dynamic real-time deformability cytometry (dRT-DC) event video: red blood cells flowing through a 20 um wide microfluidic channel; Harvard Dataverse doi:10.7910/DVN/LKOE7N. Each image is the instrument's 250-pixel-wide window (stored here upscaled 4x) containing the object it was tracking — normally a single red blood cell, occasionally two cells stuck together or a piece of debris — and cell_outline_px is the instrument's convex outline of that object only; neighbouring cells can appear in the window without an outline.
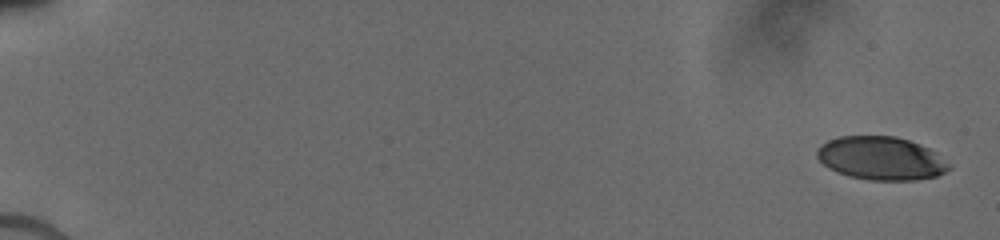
{"species": "human", "species_latin": "Homo sapiens", "temperature_condition": "cold", "stored_images_in_passage": 57, "camera_frame_rate_fps": 3000, "um_per_image_px": 0.085, "donor": {"sex": "male"}, "frame": {"image": 1, "passage_image": 1, "time_ms": 0.0, "image_size_px": [1000, 240], "cell_outline_px": [[952, 168], [936, 176], [916, 180], [868, 180], [848, 176], [836, 172], [828, 168], [816, 156], [816, 148], [820, 144], [828, 140], [840, 136], [896, 136], [920, 144], [936, 152]], "centroid_in_image_um": [74.85, 13.45], "position_along_channel_um": 10.1, "area_um2": 33.41}}
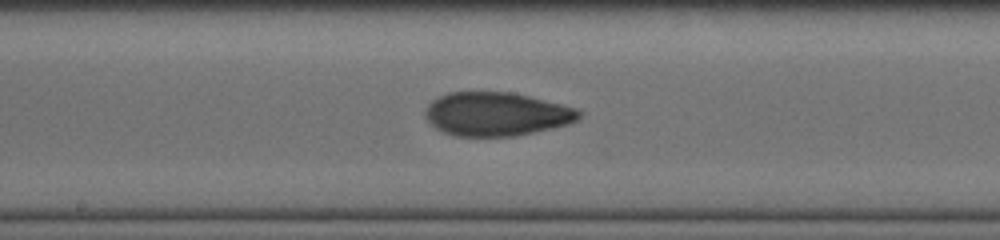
{"frame": {"image": 2, "passage_image": 32, "time_ms": 9.667, "image_size_px": [1000, 240], "cell_outline_px": [[584, 112], [580, 120], [568, 124], [516, 136], [456, 136], [444, 132], [436, 128], [424, 116], [424, 112], [428, 104], [432, 100], [448, 92], [512, 92], [576, 108]], "centroid_in_image_um": [42.21, 9.69], "position_along_channel_um": 206.0, "area_um2": 39.13}}
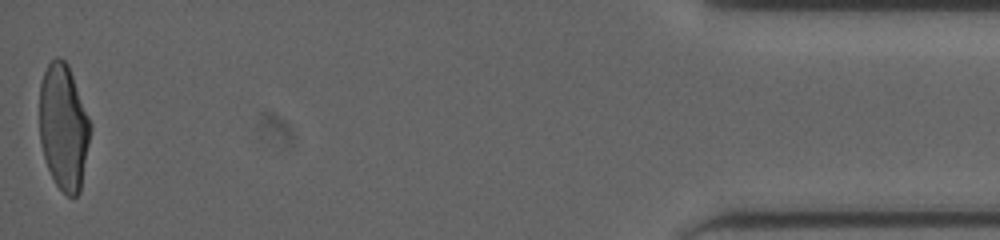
{"frame": {"image": 3, "passage_image": 57, "time_ms": 17.0, "image_size_px": [1000, 240], "cell_outline_px": [[92, 128], [80, 192], [76, 196], [68, 196], [56, 184], [48, 168], [44, 156], [40, 140], [40, 84], [44, 72], [48, 64], [56, 56], [64, 60], [68, 64], [92, 124]], "centroid_in_image_um": [5.42, 10.79], "position_along_channel_um": 429.8, "area_um2": 37.28}}